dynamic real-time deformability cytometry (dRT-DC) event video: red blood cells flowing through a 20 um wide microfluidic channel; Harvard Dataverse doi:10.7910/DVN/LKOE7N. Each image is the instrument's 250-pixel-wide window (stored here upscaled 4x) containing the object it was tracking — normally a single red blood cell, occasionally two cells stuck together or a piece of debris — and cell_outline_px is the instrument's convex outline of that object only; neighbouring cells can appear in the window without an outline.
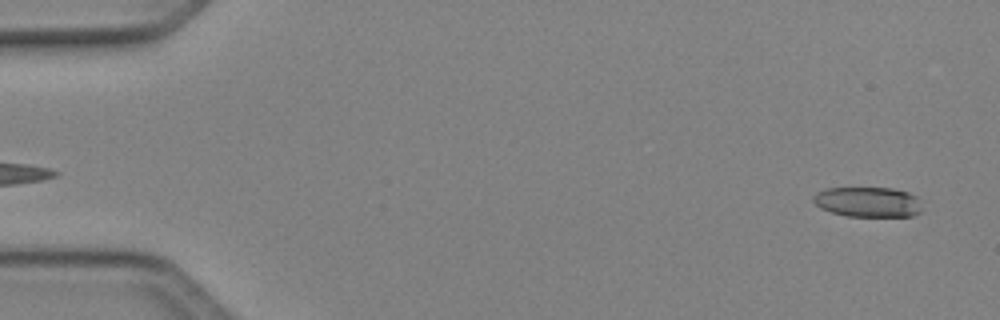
{"species": "Egyptian fruit bat (a non-hibernating species)", "species_latin": "Rousettus aegyptiacus", "temperature_condition": "cold", "stored_images_in_passage": 48, "camera_frame_rate_fps": 3000, "um_per_image_px": 0.085, "animal": {"sex": "female"}, "frame": {"image": 1, "passage_image": 1, "time_ms": 0.0, "image_size_px": [1000, 320], "cell_outline_px": [[920, 212], [912, 216], [848, 216], [832, 212], [820, 208], [812, 200], [812, 196], [816, 192], [828, 188], [892, 188], [908, 192], [916, 196], [920, 208]], "centroid_in_image_um": [73.74, 17.16], "position_along_channel_um": 11.3, "area_um2": 18.96}}
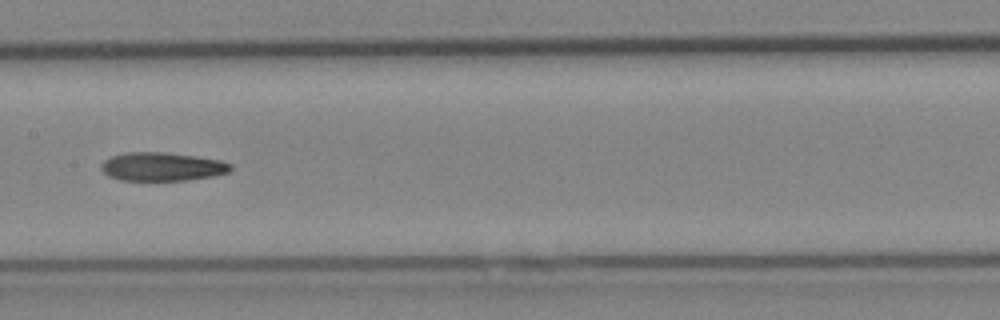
{"frame": {"image": 2, "passage_image": 24, "time_ms": 7.667, "image_size_px": [1000, 320], "cell_outline_px": [[232, 168], [228, 172], [216, 176], [188, 180], [120, 180], [108, 176], [100, 168], [100, 164], [104, 160], [112, 156], [124, 152], [164, 152], [196, 156], [220, 160], [232, 164]], "centroid_in_image_um": [13.78, 14.16], "position_along_channel_um": 193.6, "area_um2": 21.68}}
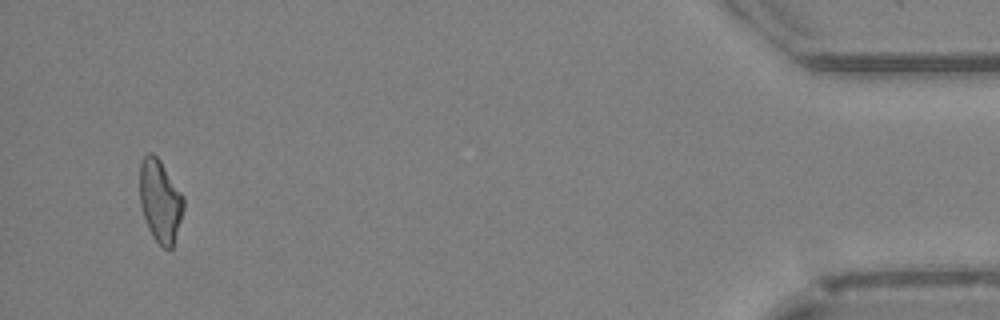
{"frame": {"image": 3, "passage_image": 46, "time_ms": 15.0, "image_size_px": [1000, 320], "cell_outline_px": [[184, 208], [172, 248], [164, 248], [152, 236], [148, 228], [140, 204], [140, 164], [144, 156], [148, 152], [152, 152], [160, 160], [184, 196]], "centroid_in_image_um": [13.61, 17.05], "position_along_channel_um": 421.6, "area_um2": 20.92}, "authors_computed_cell_mechanics": {"area_um2": 21.4149, "velocity_mm_per_s": 4.1476, "shape_relaxation_time_tau1_ms": null, "shape_relaxation_time_tau2_ms": 5.9248, "deformation_change_tau1": null, "deformation_change_tau2": 0.1734}}